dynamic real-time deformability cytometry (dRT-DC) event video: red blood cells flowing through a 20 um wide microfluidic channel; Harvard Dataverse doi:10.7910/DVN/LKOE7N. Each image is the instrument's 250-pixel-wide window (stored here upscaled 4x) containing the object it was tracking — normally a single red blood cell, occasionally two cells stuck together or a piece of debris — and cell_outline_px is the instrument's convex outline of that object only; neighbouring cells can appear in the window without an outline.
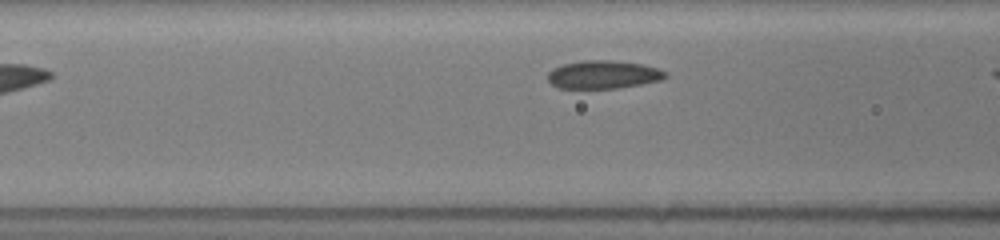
{"species": "common noctule bat (a hibernating species)", "species_latin": "Nyctalus noctula", "temperature_condition": "room temperature", "stored_images_in_passage": 4, "segment_of_instrument_passage": [2, 2], "camera_frame_rate_fps": 3000, "um_per_image_px": 0.085, "animal": {"sex": "female", "body_mass_g": 19.5, "forearm_length_mm": 54.1}, "frame": {"image": 1, "passage_image": 4, "time_ms": 2.667, "image_size_px": [1000, 240], "cell_outline_px": [[668, 76], [660, 80], [640, 84], [616, 88], [560, 88], [552, 84], [548, 80], [548, 72], [552, 68], [564, 64], [580, 60], [616, 60], [644, 64], [668, 72]], "centroid_in_image_um": [51.28, 6.32], "position_along_channel_um": 115.3, "area_um2": 19.36}}